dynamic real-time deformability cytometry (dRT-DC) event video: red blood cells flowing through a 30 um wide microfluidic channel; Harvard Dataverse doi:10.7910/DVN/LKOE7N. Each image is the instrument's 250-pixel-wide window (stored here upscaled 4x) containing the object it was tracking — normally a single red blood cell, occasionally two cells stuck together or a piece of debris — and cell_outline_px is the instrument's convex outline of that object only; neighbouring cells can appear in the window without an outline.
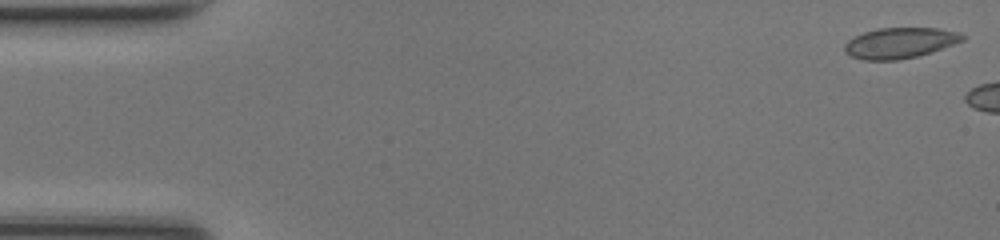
{"species": "common noctule bat (a hibernating species)", "species_latin": "Nyctalus noctula", "temperature_condition": "room temperature", "stored_images_in_passage": 5, "camera_frame_rate_fps": 3000, "um_per_image_px": 0.085, "animal": {"sex": "female", "body_mass_g": 17.0, "forearm_length_mm": 48.0}, "frame": {"image": 1, "passage_image": 1, "time_ms": 0.0, "image_size_px": [1000, 240], "cell_outline_px": [[968, 36], [964, 40], [916, 56], [900, 60], [864, 60], [852, 56], [844, 52], [844, 44], [848, 40], [864, 32], [880, 28], [940, 28], [960, 32]], "centroid_in_image_um": [76.49, 3.64], "position_along_channel_um": 8.5, "area_um2": 20.92}}